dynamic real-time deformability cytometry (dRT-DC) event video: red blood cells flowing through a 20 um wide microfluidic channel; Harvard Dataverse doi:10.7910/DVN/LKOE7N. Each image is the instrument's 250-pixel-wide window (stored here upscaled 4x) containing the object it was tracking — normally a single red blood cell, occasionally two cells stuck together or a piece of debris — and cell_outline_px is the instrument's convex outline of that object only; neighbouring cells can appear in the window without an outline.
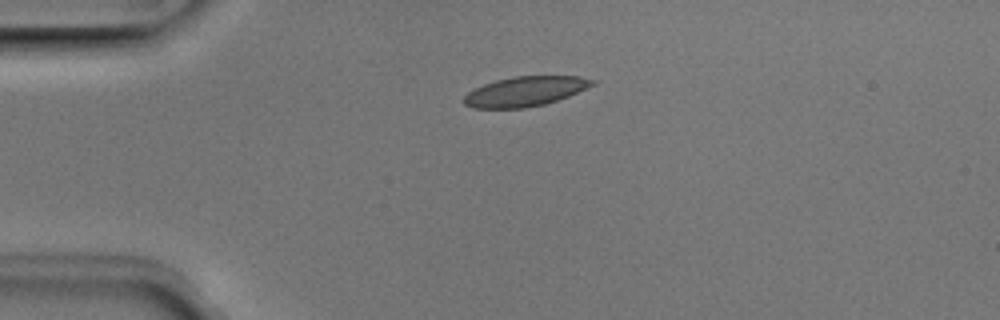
{"species": "Egyptian fruit bat (a non-hibernating species)", "species_latin": "Rousettus aegyptiacus", "temperature_condition": "room temperature", "stored_images_in_passage": 40, "camera_frame_rate_fps": 3000, "um_per_image_px": 0.085, "animal": {"sex": "male"}, "frame": {"image": 1, "passage_image": 1, "time_ms": 0.0, "image_size_px": [1000, 320], "cell_outline_px": [[596, 84], [568, 96], [544, 104], [524, 108], [472, 108], [464, 104], [464, 96], [468, 92], [484, 84], [496, 80], [516, 76], [580, 76], [596, 80]], "centroid_in_image_um": [44.65, 7.76], "position_along_channel_um": 40.3, "area_um2": 22.14}}
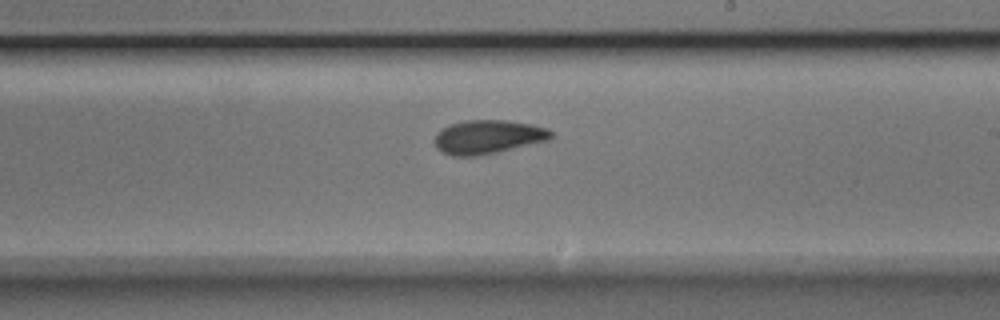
{"frame": {"image": 2, "passage_image": 19, "time_ms": 6.0, "image_size_px": [1000, 320], "cell_outline_px": [[552, 140], [496, 152], [476, 156], [452, 156], [436, 148], [436, 132], [440, 128], [448, 124], [464, 120], [508, 120], [532, 124], [548, 128], [552, 132]], "centroid_in_image_um": [41.5, 11.62], "position_along_channel_um": 247.5, "area_um2": 23.18}}
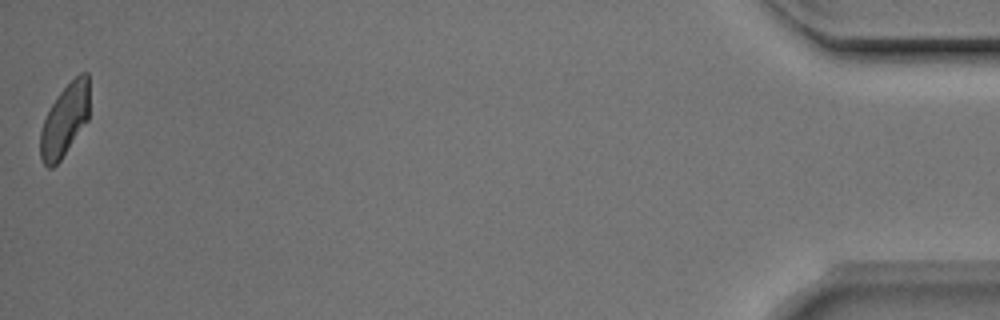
{"frame": {"image": 3, "passage_image": 40, "time_ms": 13.0, "image_size_px": [1000, 320], "cell_outline_px": [[88, 120], [60, 160], [52, 168], [48, 168], [40, 160], [40, 132], [44, 120], [56, 96], [80, 72], [88, 72]], "centroid_in_image_um": [5.49, 10.23], "position_along_channel_um": 429.7, "area_um2": 20.4}, "authors_computed_cell_mechanics": {"area_um2": 22.253, "velocity_mm_per_s": 3.9475, "shape_relaxation_time_tau1_ms": 5.4701, "shape_relaxation_time_tau2_ms": 2.0707, "deformation_change_tau1": 0.1367, "deformation_change_tau2": 0.0822}}